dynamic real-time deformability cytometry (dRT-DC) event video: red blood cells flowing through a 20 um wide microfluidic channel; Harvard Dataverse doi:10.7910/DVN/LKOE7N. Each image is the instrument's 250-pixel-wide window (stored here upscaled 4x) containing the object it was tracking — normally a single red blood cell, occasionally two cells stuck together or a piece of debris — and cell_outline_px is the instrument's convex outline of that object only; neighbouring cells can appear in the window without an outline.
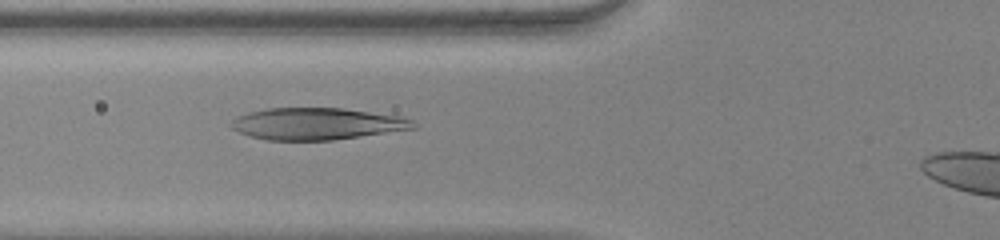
{"species": "human", "species_latin": "Homo sapiens", "temperature_condition": "warm", "stored_images_in_passage": 49, "camera_frame_rate_fps": 3000, "um_per_image_px": 0.085, "donor": {"sex": "female"}, "frame": {"image": 1, "passage_image": 21, "time_ms": 6.667, "image_size_px": [1000, 240], "cell_outline_px": [[416, 128], [332, 140], [268, 140], [252, 136], [240, 132], [232, 128], [228, 124], [236, 116], [248, 112], [268, 108], [340, 108], [400, 116], [412, 120]], "centroid_in_image_um": [26.89, 10.52], "position_along_channel_um": 98.9, "area_um2": 33.52}}
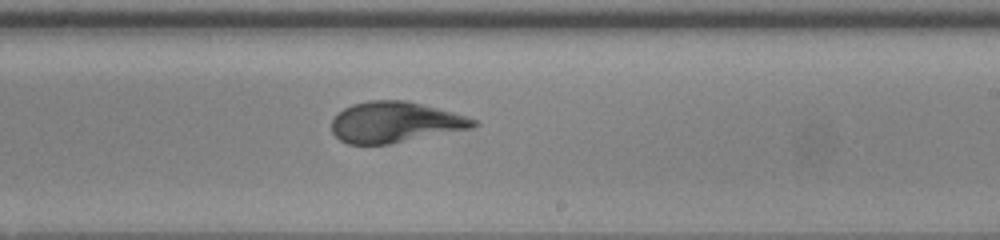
{"frame": {"image": 2, "passage_image": 33, "time_ms": 10.667, "image_size_px": [1000, 240], "cell_outline_px": [[480, 124], [472, 128], [388, 144], [348, 144], [340, 140], [332, 132], [332, 120], [336, 112], [352, 104], [368, 100], [404, 100], [452, 112], [476, 120]], "centroid_in_image_um": [33.53, 10.38], "position_along_channel_um": 255.5, "area_um2": 33.47}}
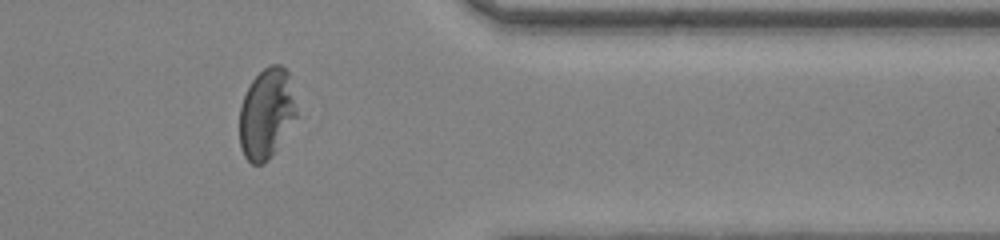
{"frame": {"image": 3, "passage_image": 44, "time_ms": 14.333, "image_size_px": [1000, 240], "cell_outline_px": [[300, 116], [268, 160], [264, 164], [252, 164], [244, 156], [240, 148], [240, 104], [252, 80], [268, 64], [280, 64], [288, 72]], "centroid_in_image_um": [22.69, 9.66], "position_along_channel_um": 388.7, "area_um2": 30.52}}